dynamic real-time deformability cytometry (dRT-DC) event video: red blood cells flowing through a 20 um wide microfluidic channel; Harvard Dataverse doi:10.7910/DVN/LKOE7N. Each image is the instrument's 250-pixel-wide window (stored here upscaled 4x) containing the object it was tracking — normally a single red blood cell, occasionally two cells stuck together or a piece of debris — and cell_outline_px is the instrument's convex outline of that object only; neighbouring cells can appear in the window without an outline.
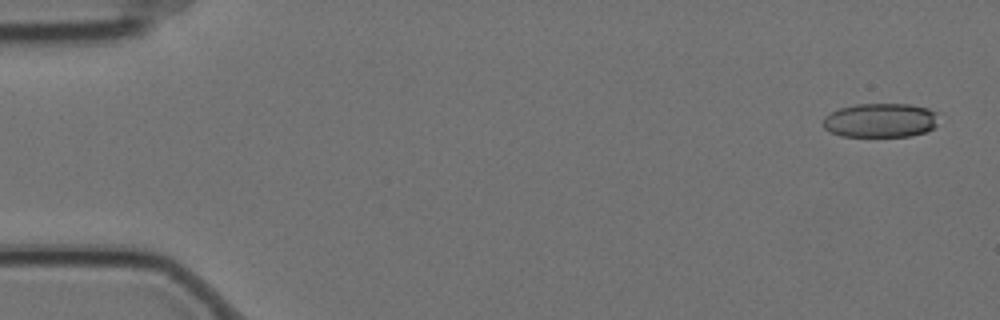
{"species": "Egyptian fruit bat (a non-hibernating species)", "species_latin": "Rousettus aegyptiacus", "temperature_condition": "cold", "stored_images_in_passage": 5, "camera_frame_rate_fps": 3000, "um_per_image_px": 0.085, "animal": {"sex": "female"}, "frame": {"image": 1, "passage_image": 1, "time_ms": 0.0, "image_size_px": [1000, 320], "cell_outline_px": [[940, 112], [936, 124], [932, 128], [924, 132], [908, 136], [840, 136], [828, 132], [824, 128], [824, 116], [840, 108], [856, 104], [912, 104], [928, 108]], "centroid_in_image_um": [74.86, 10.22], "position_along_channel_um": 10.1, "area_um2": 23.18}}
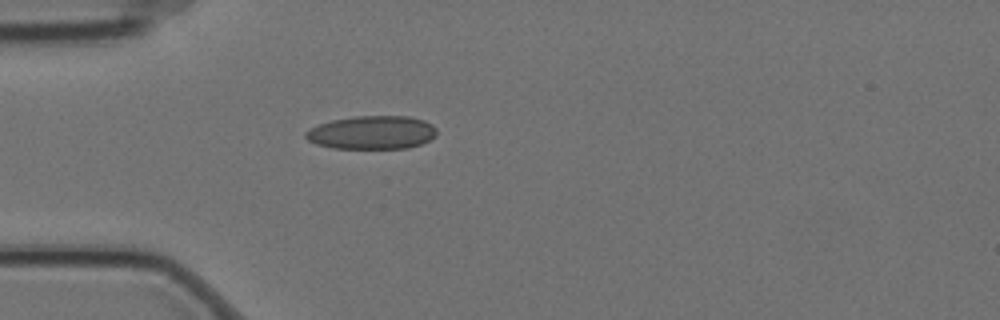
{"frame": {"image": 2, "passage_image": 5, "time_ms": 1.333, "image_size_px": [1000, 320], "cell_outline_px": [[436, 136], [420, 144], [408, 148], [332, 148], [316, 144], [308, 140], [304, 136], [304, 132], [320, 124], [332, 120], [352, 116], [408, 116], [424, 120], [432, 124], [436, 128]], "centroid_in_image_um": [31.62, 11.26], "position_along_channel_um": 53.4, "area_um2": 25.49}}